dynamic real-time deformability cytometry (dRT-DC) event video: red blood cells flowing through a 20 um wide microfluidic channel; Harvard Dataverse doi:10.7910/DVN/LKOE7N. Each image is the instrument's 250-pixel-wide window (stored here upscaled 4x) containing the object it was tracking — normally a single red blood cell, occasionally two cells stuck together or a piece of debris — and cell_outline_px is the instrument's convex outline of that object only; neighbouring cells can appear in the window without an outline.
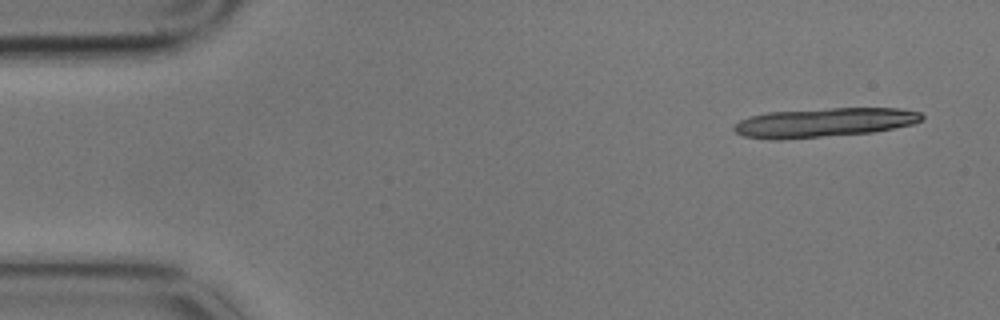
{"species": "common noctule bat (a hibernating species)", "species_latin": "Nyctalus noctula", "temperature_condition": "cold", "stored_images_in_passage": 5, "segment_of_instrument_passage": [2, 2], "camera_frame_rate_fps": 3000, "um_per_image_px": 0.085, "animal": {"sex": "male", "body_mass_g": 17.9}, "frame": {"image": 1, "passage_image": 5, "time_ms": 1.333, "image_size_px": [1000, 320], "cell_outline_px": [[924, 120], [912, 124], [872, 132], [780, 140], [772, 140], [744, 136], [736, 132], [732, 128], [740, 120], [752, 116], [768, 112], [832, 108], [900, 108], [920, 112], [924, 116]], "centroid_in_image_um": [70.06, 10.41], "position_along_channel_um": 14.9, "area_um2": 31.79}}